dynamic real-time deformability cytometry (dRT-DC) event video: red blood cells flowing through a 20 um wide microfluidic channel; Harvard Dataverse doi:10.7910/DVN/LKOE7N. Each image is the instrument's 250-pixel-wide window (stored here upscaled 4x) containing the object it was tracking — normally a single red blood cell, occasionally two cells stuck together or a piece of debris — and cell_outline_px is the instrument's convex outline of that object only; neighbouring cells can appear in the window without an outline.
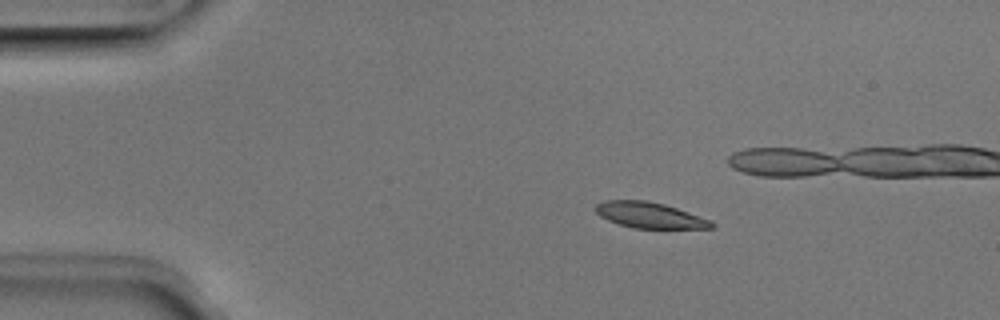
{"species": "Egyptian fruit bat (a non-hibernating species)", "species_latin": "Rousettus aegyptiacus", "temperature_condition": "room temperature", "stored_images_in_passage": 8, "segment_of_instrument_passage": [1, 2], "camera_frame_rate_fps": 3000, "um_per_image_px": 0.085, "animal": {"sex": "male"}, "frame": {"image": 1, "passage_image": 2, "time_ms": 0.333, "image_size_px": [1000, 320], "cell_outline_px": [[716, 224], [712, 228], [632, 228], [608, 220], [600, 216], [596, 212], [596, 204], [604, 200], [644, 200], [664, 204], [712, 220]], "centroid_in_image_um": [55.23, 18.29], "position_along_channel_um": 29.8, "area_um2": 17.34}}
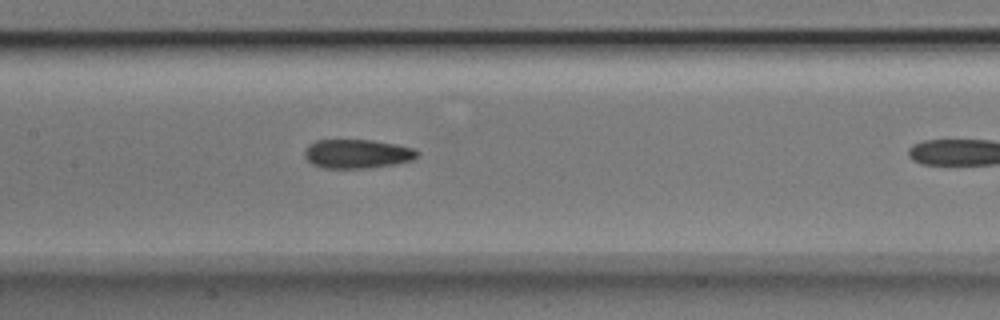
{"frame": {"image": 2, "passage_image": 7, "time_ms": 2.0, "image_size_px": [1000, 320], "cell_outline_px": [[420, 152], [412, 160], [392, 164], [368, 168], [320, 168], [312, 164], [304, 156], [304, 152], [308, 144], [316, 140], [372, 140], [396, 144], [412, 148]], "centroid_in_image_um": [30.32, 13.07], "position_along_channel_um": 177.1, "area_um2": 19.02}}